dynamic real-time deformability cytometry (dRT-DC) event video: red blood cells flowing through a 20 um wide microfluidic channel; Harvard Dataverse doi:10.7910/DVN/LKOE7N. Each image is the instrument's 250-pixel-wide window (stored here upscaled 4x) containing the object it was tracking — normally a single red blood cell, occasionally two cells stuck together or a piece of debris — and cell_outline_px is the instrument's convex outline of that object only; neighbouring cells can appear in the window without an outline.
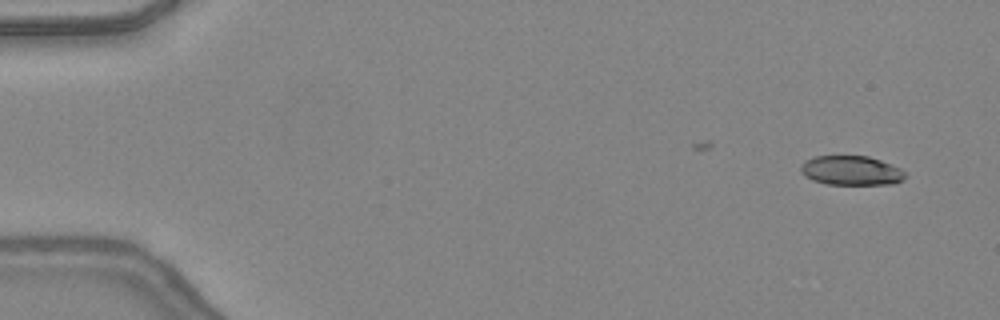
{"species": "common noctule bat (a hibernating species)", "species_latin": "Nyctalus noctula", "temperature_condition": "warm", "stored_images_in_passage": 44, "camera_frame_rate_fps": 3000, "um_per_image_px": 0.085, "animal": {"sex": "female", "body_mass_g": 24.6, "forearm_length_mm": 56.2}, "frame": {"image": 1, "passage_image": 2, "time_ms": 0.333, "image_size_px": [1000, 320], "cell_outline_px": [[908, 176], [892, 184], [828, 184], [812, 180], [804, 176], [800, 172], [800, 164], [804, 160], [816, 156], [868, 156], [892, 164], [908, 172]], "centroid_in_image_um": [72.35, 14.49], "position_along_channel_um": 12.7, "area_um2": 18.09}}
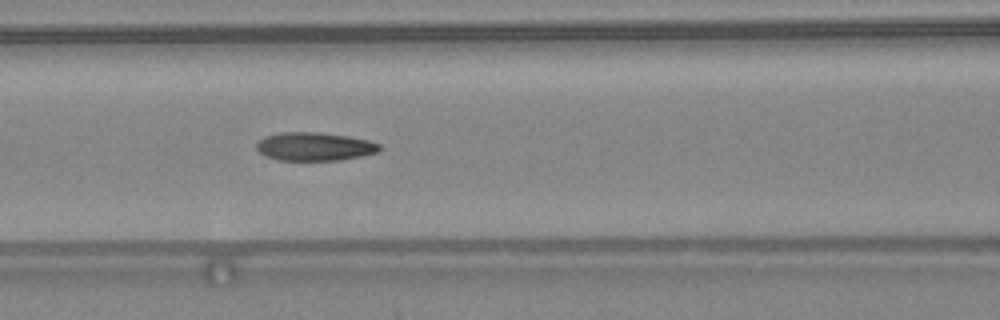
{"frame": {"image": 2, "passage_image": 20, "time_ms": 6.333, "image_size_px": [1000, 320], "cell_outline_px": [[380, 152], [340, 160], [276, 160], [260, 152], [256, 148], [256, 144], [264, 136], [280, 132], [316, 132], [348, 136], [368, 140], [380, 144]], "centroid_in_image_um": [26.74, 12.45], "position_along_channel_um": 139.9, "area_um2": 20.29}}
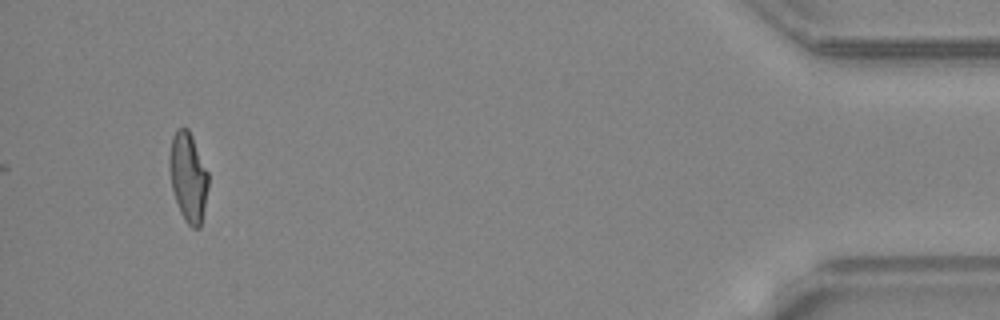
{"frame": {"image": 3, "passage_image": 44, "time_ms": 14.333, "image_size_px": [1000, 320], "cell_outline_px": [[208, 188], [200, 228], [192, 228], [184, 220], [180, 212], [172, 188], [168, 168], [168, 156], [172, 136], [176, 128], [188, 128], [192, 136], [208, 172]], "centroid_in_image_um": [15.97, 15.03], "position_along_channel_um": 419.2, "area_um2": 20.35}, "authors_computed_cell_mechanics": {"area_um2": 20.0855, "velocity_mm_per_s": 4.4165, "shape_relaxation_time_tau1_ms": 6.1391, "shape_relaxation_time_tau2_ms": 2.4572, "deformation_change_tau1": 0.2307, "deformation_change_tau2": 0.1097}}